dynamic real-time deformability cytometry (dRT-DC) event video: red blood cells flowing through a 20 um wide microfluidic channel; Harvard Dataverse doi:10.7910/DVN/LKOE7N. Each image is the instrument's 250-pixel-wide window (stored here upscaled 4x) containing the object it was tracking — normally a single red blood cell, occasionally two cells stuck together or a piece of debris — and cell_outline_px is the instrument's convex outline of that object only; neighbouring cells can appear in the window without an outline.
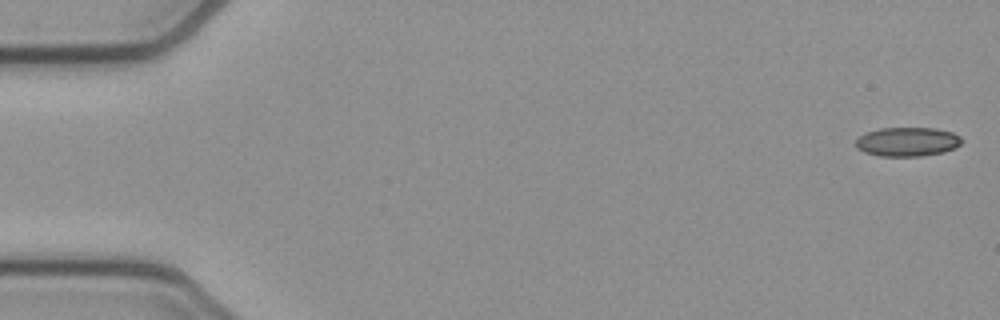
{"species": "common noctule bat (a hibernating species)", "species_latin": "Nyctalus noctula", "temperature_condition": "cold", "stored_images_in_passage": 53, "camera_frame_rate_fps": 3000, "um_per_image_px": 0.085, "animal": {"sex": "female", "body_mass_g": 21.9}, "frame": {"image": 1, "passage_image": 1, "time_ms": 0.0, "image_size_px": [1000, 320], "cell_outline_px": [[964, 140], [960, 144], [944, 152], [920, 156], [880, 156], [864, 152], [856, 148], [856, 140], [860, 136], [868, 132], [880, 128], [936, 128], [952, 132], [960, 136]], "centroid_in_image_um": [77.14, 12.05], "position_along_channel_um": 7.9, "area_um2": 17.92}}
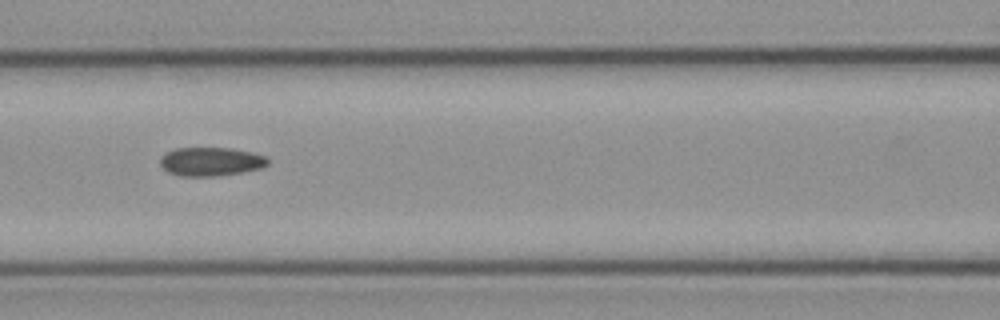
{"frame": {"image": 2, "passage_image": 23, "time_ms": 7.333, "image_size_px": [1000, 320], "cell_outline_px": [[268, 164], [260, 168], [240, 172], [216, 176], [180, 176], [168, 172], [160, 164], [160, 156], [164, 152], [176, 148], [232, 148], [252, 152], [268, 156]], "centroid_in_image_um": [17.9, 13.72], "position_along_channel_um": 148.7, "area_um2": 18.09}}
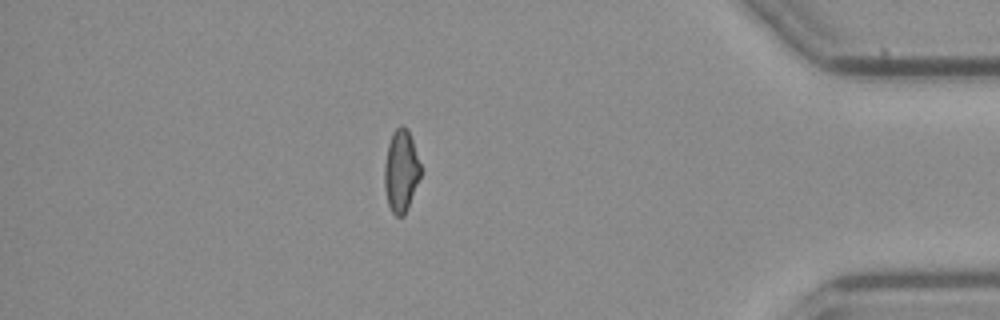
{"frame": {"image": 3, "passage_image": 46, "time_ms": 15.0, "image_size_px": [1000, 320], "cell_outline_px": [[420, 176], [408, 208], [404, 216], [396, 216], [392, 212], [388, 204], [384, 188], [384, 164], [388, 144], [392, 132], [400, 124], [404, 124], [408, 128], [420, 164]], "centroid_in_image_um": [34.07, 14.51], "position_along_channel_um": 401.1, "area_um2": 17.4}, "authors_computed_cell_mechanics": {"area_um2": 18.0914, "velocity_mm_per_s": 3.8353, "shape_relaxation_time_tau1_ms": null, "shape_relaxation_time_tau2_ms": 4.1496, "deformation_change_tau1": null, "deformation_change_tau2": 0.0889}}